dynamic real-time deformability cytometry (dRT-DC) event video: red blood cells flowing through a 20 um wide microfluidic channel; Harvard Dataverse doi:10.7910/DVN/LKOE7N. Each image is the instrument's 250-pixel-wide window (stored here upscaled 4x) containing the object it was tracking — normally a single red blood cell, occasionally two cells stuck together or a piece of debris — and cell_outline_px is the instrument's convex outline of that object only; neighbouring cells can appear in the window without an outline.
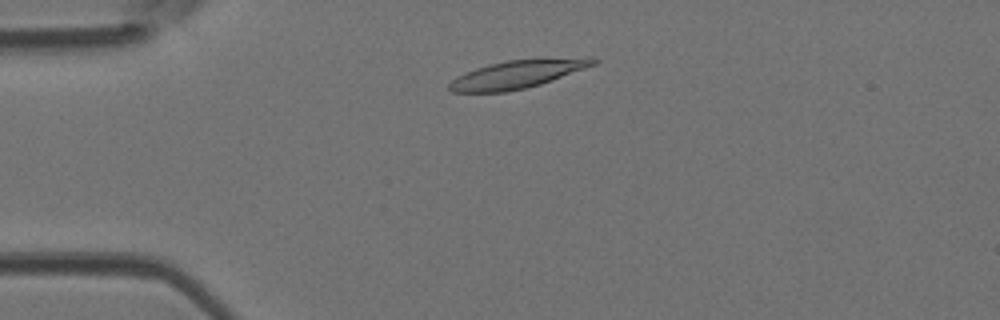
{"species": "Egyptian fruit bat (a non-hibernating species)", "species_latin": "Rousettus aegyptiacus", "temperature_condition": "room temperature", "stored_images_in_passage": 42, "camera_frame_rate_fps": 3000, "um_per_image_px": 0.085, "animal": {"sex": "female"}, "frame": {"image": 1, "passage_image": 6, "time_ms": 1.667, "image_size_px": [1000, 320], "cell_outline_px": [[600, 60], [596, 64], [552, 80], [540, 84], [524, 88], [504, 92], [452, 92], [448, 88], [448, 84], [456, 76], [476, 68], [488, 64], [508, 60], [540, 56], [596, 56]], "centroid_in_image_um": [44.1, 6.24], "position_along_channel_um": 40.9, "area_um2": 24.45}}
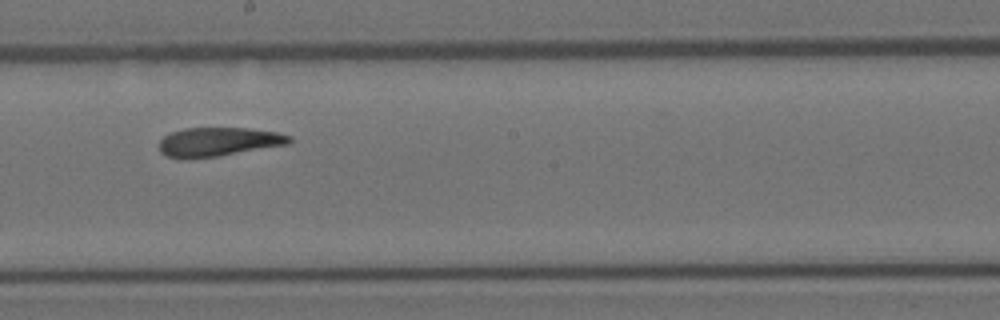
{"frame": {"image": 2, "passage_image": 21, "time_ms": 6.667, "image_size_px": [1000, 320], "cell_outline_px": [[292, 140], [288, 144], [220, 156], [168, 156], [160, 152], [160, 140], [164, 136], [172, 132], [184, 128], [248, 128], [276, 132], [292, 136]], "centroid_in_image_um": [18.63, 12.02], "position_along_channel_um": 229.6, "area_um2": 21.33}}
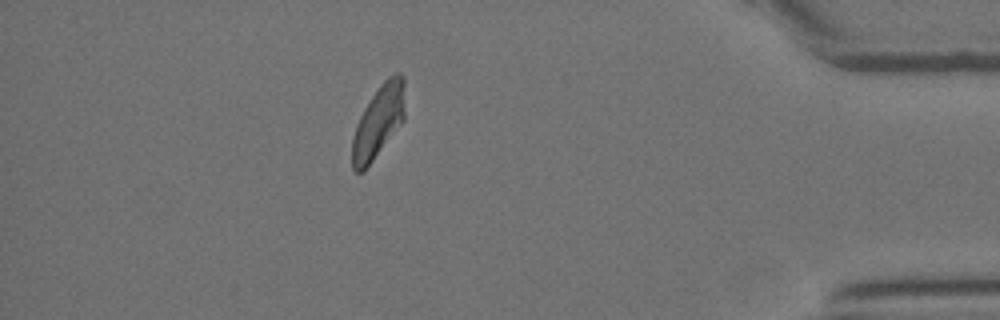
{"frame": {"image": 3, "passage_image": 36, "time_ms": 11.667, "image_size_px": [1000, 320], "cell_outline_px": [[404, 120], [364, 172], [356, 172], [352, 168], [352, 136], [356, 124], [364, 108], [380, 84], [388, 76], [396, 72], [400, 72], [404, 76]], "centroid_in_image_um": [32.16, 10.33], "position_along_channel_um": 403.0, "area_um2": 22.37}}